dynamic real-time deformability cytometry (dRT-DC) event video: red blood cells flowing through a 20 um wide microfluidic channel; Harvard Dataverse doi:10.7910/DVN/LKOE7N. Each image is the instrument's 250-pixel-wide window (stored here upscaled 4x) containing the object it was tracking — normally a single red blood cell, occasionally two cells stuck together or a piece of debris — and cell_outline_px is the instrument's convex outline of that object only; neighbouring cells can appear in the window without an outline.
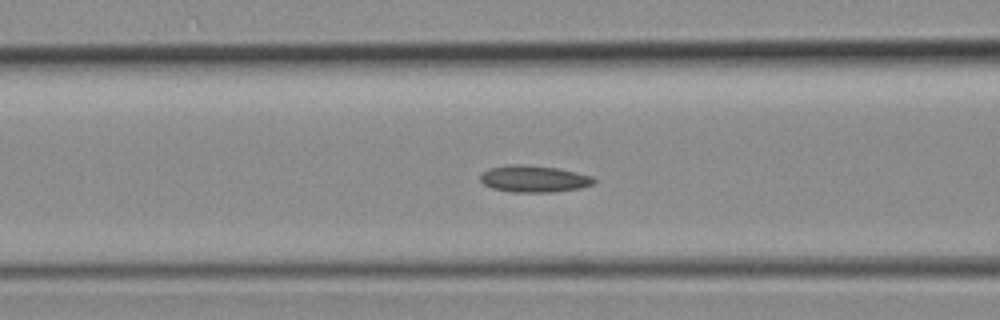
{"species": "common noctule bat (a hibernating species)", "species_latin": "Nyctalus noctula", "temperature_condition": "room temperature", "stored_images_in_passage": 40, "camera_frame_rate_fps": 3000, "um_per_image_px": 0.085, "animal": {"sex": "female", "body_mass_g": 19.3, "forearm_length_mm": 54.1}, "frame": {"image": 1, "passage_image": 15, "time_ms": 4.667, "image_size_px": [1000, 320], "cell_outline_px": [[596, 184], [580, 188], [552, 192], [512, 192], [492, 188], [484, 184], [480, 180], [480, 176], [488, 168], [508, 164], [520, 164], [560, 168], [592, 176], [596, 180]], "centroid_in_image_um": [45.4, 15.19], "position_along_channel_um": 121.2, "area_um2": 17.86}}
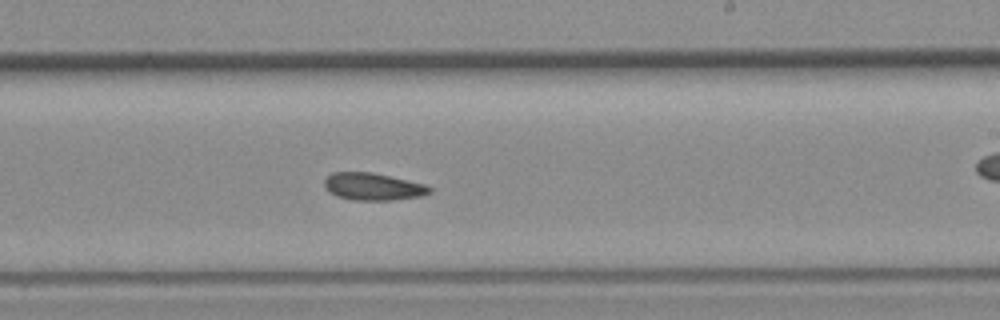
{"frame": {"image": 2, "passage_image": 23, "time_ms": 7.333, "image_size_px": [1000, 320], "cell_outline_px": [[432, 192], [420, 196], [392, 200], [352, 200], [336, 196], [328, 192], [324, 188], [324, 180], [332, 172], [372, 172], [428, 184], [432, 188]], "centroid_in_image_um": [31.71, 15.86], "position_along_channel_um": 257.3, "area_um2": 16.99}}
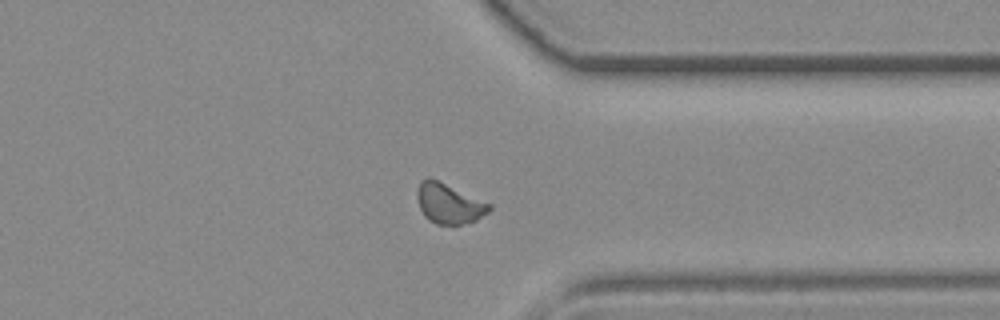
{"frame": {"image": 3, "passage_image": 30, "time_ms": 9.667, "image_size_px": [1000, 320], "cell_outline_px": [[492, 208], [488, 212], [476, 220], [460, 224], [436, 224], [428, 220], [424, 216], [420, 208], [416, 196], [416, 192], [420, 180], [436, 180], [492, 204]], "centroid_in_image_um": [38.16, 17.32], "position_along_channel_um": 373.2, "area_um2": 16.53}}